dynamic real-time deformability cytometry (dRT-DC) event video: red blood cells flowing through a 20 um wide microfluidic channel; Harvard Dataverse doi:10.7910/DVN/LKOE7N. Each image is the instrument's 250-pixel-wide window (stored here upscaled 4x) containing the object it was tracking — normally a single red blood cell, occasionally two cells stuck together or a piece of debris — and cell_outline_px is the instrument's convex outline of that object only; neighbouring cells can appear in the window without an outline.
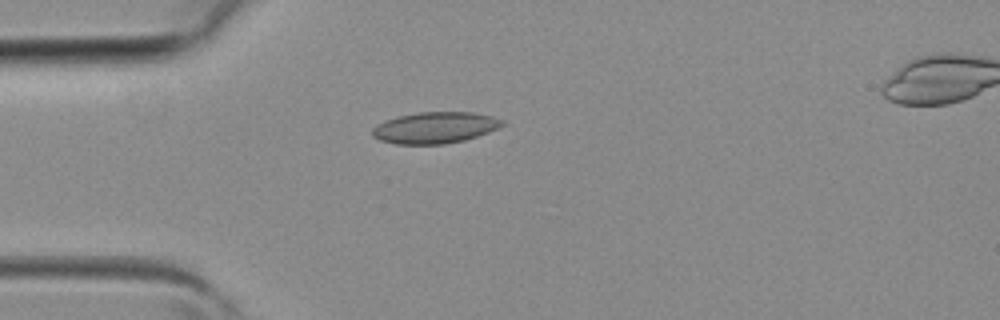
{"species": "common noctule bat (a hibernating species)", "species_latin": "Nyctalus noctula", "temperature_condition": "room temperature", "stored_images_in_passage": 4, "camera_frame_rate_fps": 3000, "um_per_image_px": 0.085, "animal": {"sex": "female", "body_mass_g": 19.3, "forearm_length_mm": 54.1}, "frame": {"image": 1, "passage_image": 3, "time_ms": 0.667, "image_size_px": [1000, 320], "cell_outline_px": [[504, 124], [488, 132], [464, 140], [444, 144], [396, 144], [380, 140], [372, 136], [372, 128], [384, 120], [400, 116], [420, 112], [472, 112], [492, 116], [504, 120]], "centroid_in_image_um": [36.96, 10.85], "position_along_channel_um": 48.0, "area_um2": 23.58}}